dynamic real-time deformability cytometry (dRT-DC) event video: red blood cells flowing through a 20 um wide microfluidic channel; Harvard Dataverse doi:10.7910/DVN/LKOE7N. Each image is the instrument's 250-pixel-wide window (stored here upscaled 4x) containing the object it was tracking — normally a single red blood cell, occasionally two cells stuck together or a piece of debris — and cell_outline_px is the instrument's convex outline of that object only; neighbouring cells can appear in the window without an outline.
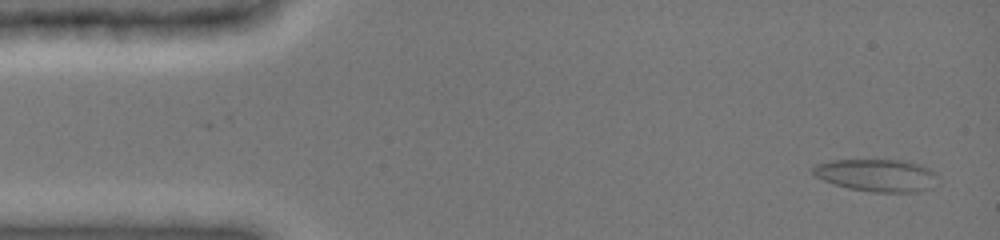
{"species": "common noctule bat (a hibernating species)", "species_latin": "Nyctalus noctula", "temperature_condition": "cold", "stored_images_in_passage": 51, "camera_frame_rate_fps": 3000, "um_per_image_px": 0.085, "animal": {"sex": "female", "body_mass_g": 19.0, "forearm_length_mm": 51.5}, "frame": {"image": 1, "passage_image": 3, "time_ms": 0.667, "image_size_px": [1000, 240], "cell_outline_px": [[932, 172], [928, 188], [912, 192], [872, 192], [848, 188], [824, 180], [816, 176], [812, 172], [812, 168], [820, 164], [836, 160], [896, 160], [916, 164]], "centroid_in_image_um": [74.38, 14.9], "position_along_channel_um": 10.6, "area_um2": 22.31}}
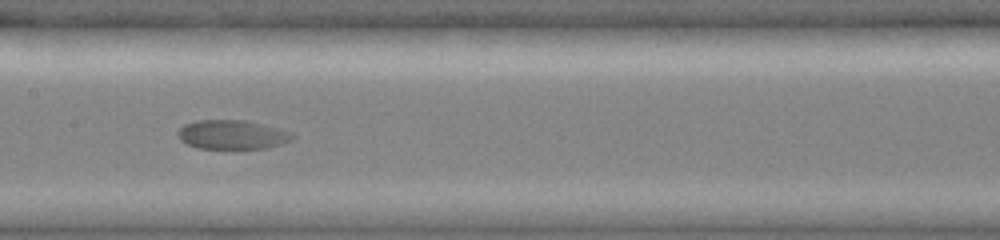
{"frame": {"image": 2, "passage_image": 26, "time_ms": 8.333, "image_size_px": [1000, 240], "cell_outline_px": [[296, 136], [288, 140], [264, 148], [196, 148], [180, 140], [176, 136], [176, 132], [184, 124], [196, 120], [244, 120], [292, 132]], "centroid_in_image_um": [19.64, 11.43], "position_along_channel_um": 187.8, "area_um2": 19.13}}
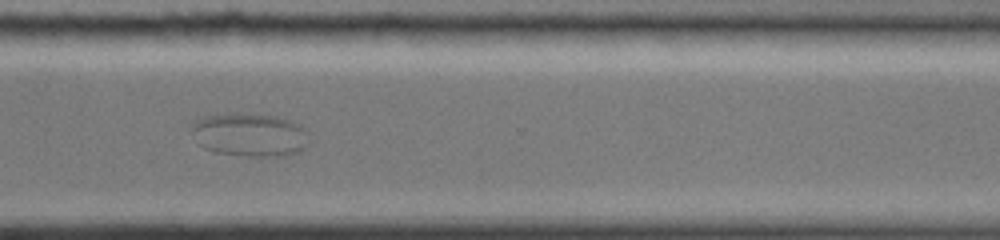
{"frame": {"image": 3, "passage_image": 39, "time_ms": 12.667, "image_size_px": [1000, 240], "cell_outline_px": [[308, 144], [304, 148], [296, 152], [284, 156], [248, 156], [216, 152], [204, 148], [200, 144], [192, 128], [192, 124], [196, 120], [204, 116], [236, 112], [276, 116], [300, 124], [304, 128]], "centroid_in_image_um": [21.24, 11.44], "position_along_channel_um": 349.4, "area_um2": 29.48}}